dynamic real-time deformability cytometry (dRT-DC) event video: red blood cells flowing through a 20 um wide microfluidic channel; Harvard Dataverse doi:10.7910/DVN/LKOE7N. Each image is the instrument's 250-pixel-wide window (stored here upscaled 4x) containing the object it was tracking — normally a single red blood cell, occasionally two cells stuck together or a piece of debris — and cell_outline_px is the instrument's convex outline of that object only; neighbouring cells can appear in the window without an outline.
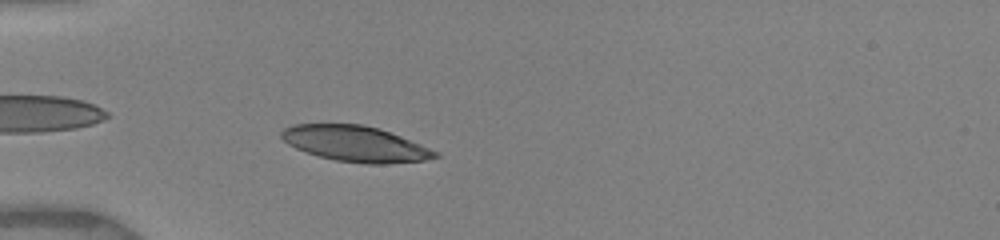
{"species": "human", "species_latin": "Homo sapiens", "temperature_condition": "warm", "stored_images_in_passage": 4, "camera_frame_rate_fps": 3000, "um_per_image_px": 0.085, "donor": {"sex": "female"}, "frame": {"image": 1, "passage_image": 4, "time_ms": 3.667, "image_size_px": [1000, 240], "cell_outline_px": [[440, 156], [424, 160], [384, 164], [364, 164], [336, 160], [320, 156], [296, 148], [288, 144], [280, 136], [280, 132], [284, 128], [292, 124], [360, 124], [376, 128], [400, 136], [440, 152]], "centroid_in_image_um": [30.2, 12.22], "position_along_channel_um": 54.8, "area_um2": 31.67}}